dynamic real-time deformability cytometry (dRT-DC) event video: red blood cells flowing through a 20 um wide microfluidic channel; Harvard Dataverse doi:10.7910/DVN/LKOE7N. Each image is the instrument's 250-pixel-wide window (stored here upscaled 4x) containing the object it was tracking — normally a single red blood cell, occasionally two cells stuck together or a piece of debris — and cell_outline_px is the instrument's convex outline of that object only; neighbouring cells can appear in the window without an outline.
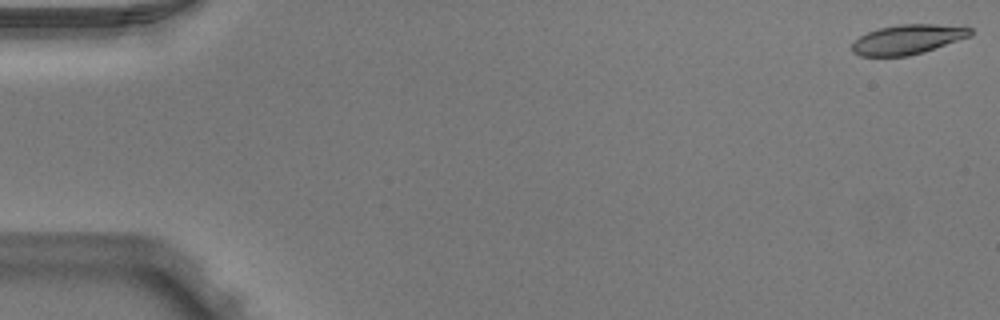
{"species": "Egyptian fruit bat (a non-hibernating species)", "species_latin": "Rousettus aegyptiacus", "temperature_condition": "warm", "stored_images_in_passage": 14, "camera_frame_rate_fps": 3000, "um_per_image_px": 0.085, "animal": {"sex": "male"}, "frame": {"image": 1, "passage_image": 1, "time_ms": 0.0, "image_size_px": [1000, 320], "cell_outline_px": [[972, 36], [924, 52], [908, 56], [860, 56], [852, 52], [852, 44], [860, 36], [868, 32], [880, 28], [900, 24], [936, 24], [972, 28]], "centroid_in_image_um": [77.17, 3.35], "position_along_channel_um": 7.8, "area_um2": 20.4}}
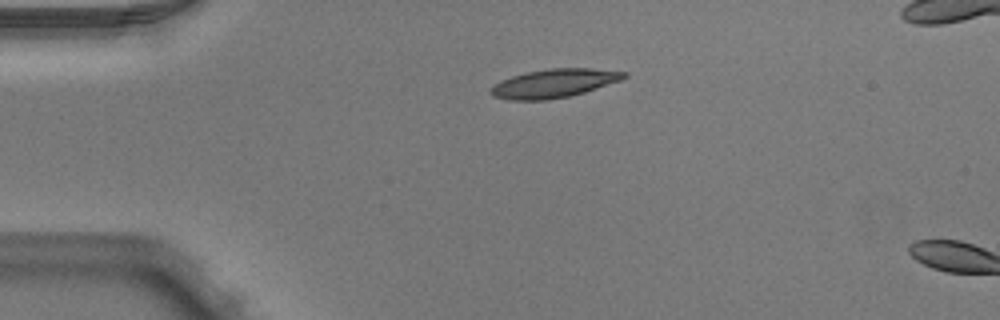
{"frame": {"image": 2, "passage_image": 12, "time_ms": 3.667, "image_size_px": [1000, 320], "cell_outline_px": [[628, 76], [620, 80], [584, 92], [568, 96], [548, 100], [508, 100], [492, 96], [488, 92], [500, 80], [524, 72], [548, 68], [592, 68], [628, 72]], "centroid_in_image_um": [47.07, 7.07], "position_along_channel_um": 37.9, "area_um2": 22.25}}